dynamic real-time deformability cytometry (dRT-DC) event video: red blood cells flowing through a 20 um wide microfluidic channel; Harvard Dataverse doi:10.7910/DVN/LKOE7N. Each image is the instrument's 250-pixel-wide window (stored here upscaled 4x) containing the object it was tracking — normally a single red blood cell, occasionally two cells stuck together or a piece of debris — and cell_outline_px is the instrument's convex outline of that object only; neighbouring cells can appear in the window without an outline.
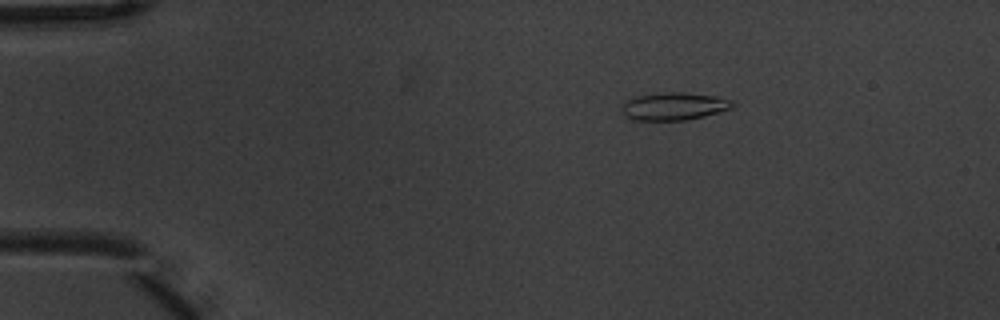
{"species": "common noctule bat (a hibernating species)", "species_latin": "Nyctalus noctula", "temperature_condition": "warm", "stored_images_in_passage": 3, "camera_frame_rate_fps": 3000, "um_per_image_px": 0.085, "animal": {"sex": "male", "body_mass_g": 20.1, "forearm_length_mm": 53.5}, "frame": {"image": 1, "passage_image": 1, "time_ms": 0.0, "image_size_px": [1000, 320], "cell_outline_px": [[736, 104], [732, 108], [704, 116], [688, 120], [636, 120], [628, 116], [624, 112], [624, 104], [628, 100], [636, 96], [656, 92], [684, 92], [716, 96], [732, 100]], "centroid_in_image_um": [57.36, 9.02], "position_along_channel_um": 27.6, "area_um2": 17.74}}